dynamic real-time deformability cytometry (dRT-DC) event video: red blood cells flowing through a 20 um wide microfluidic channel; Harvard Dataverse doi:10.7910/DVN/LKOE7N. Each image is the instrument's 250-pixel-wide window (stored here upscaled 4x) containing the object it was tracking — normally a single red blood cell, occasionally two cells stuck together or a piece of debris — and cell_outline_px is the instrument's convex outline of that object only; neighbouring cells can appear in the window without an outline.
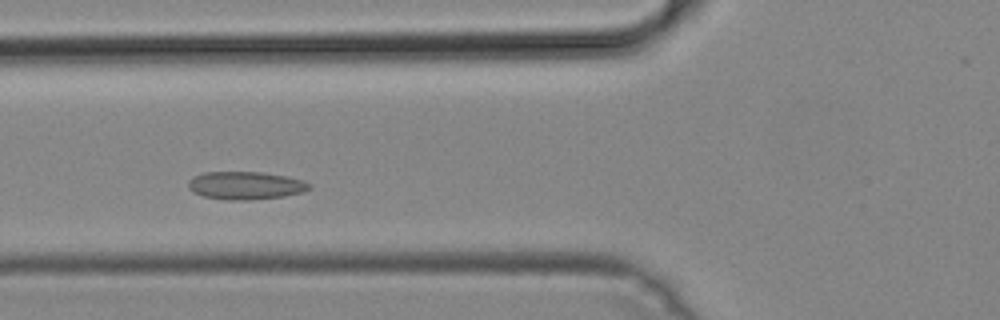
{"species": "common noctule bat (a hibernating species)", "species_latin": "Nyctalus noctula", "temperature_condition": "cold", "stored_images_in_passage": 43, "camera_frame_rate_fps": 3000, "um_per_image_px": 0.085, "animal": {"sex": "male", "body_mass_g": 19.2, "forearm_length_mm": 51.8}, "frame": {"image": 1, "passage_image": 11, "time_ms": 3.333, "image_size_px": [1000, 320], "cell_outline_px": [[312, 188], [304, 192], [284, 196], [248, 200], [228, 200], [204, 196], [192, 192], [188, 188], [188, 180], [192, 176], [204, 172], [260, 172], [288, 176], [304, 180], [312, 184]], "centroid_in_image_um": [20.89, 15.76], "position_along_channel_um": 104.9, "area_um2": 19.94}}
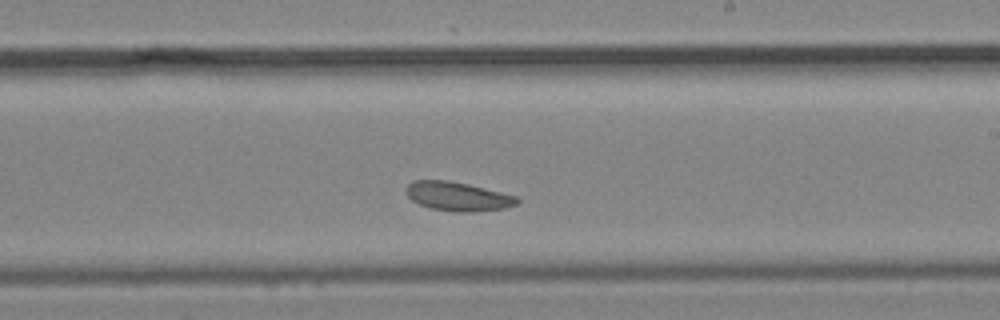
{"frame": {"image": 2, "passage_image": 22, "time_ms": 7.0, "image_size_px": [1000, 320], "cell_outline_px": [[520, 200], [516, 204], [504, 208], [476, 212], [456, 212], [428, 208], [412, 200], [404, 192], [404, 188], [412, 180], [448, 180], [468, 184], [516, 196]], "centroid_in_image_um": [38.86, 16.69], "position_along_channel_um": 250.1, "area_um2": 18.84}}
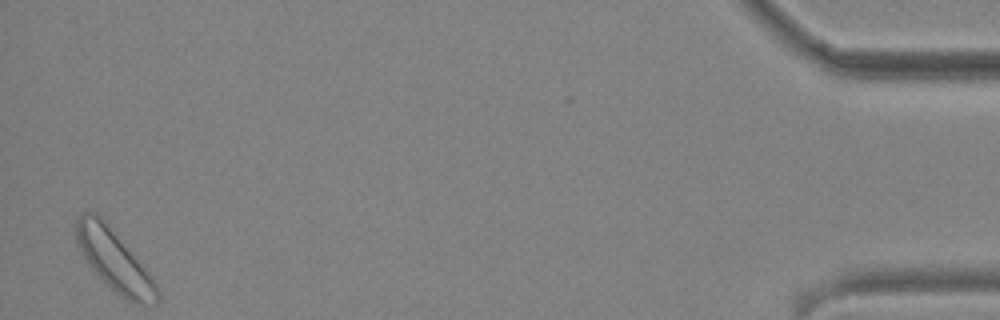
{"frame": {"image": 3, "passage_image": 42, "time_ms": 13.667, "image_size_px": [1000, 320], "cell_outline_px": [[160, 300], [156, 304], [136, 304], [128, 300], [116, 292], [88, 264], [80, 252], [76, 244], [76, 220], [84, 212], [92, 212], [100, 216], [152, 276], [160, 292]], "centroid_in_image_um": [9.73, 22.16], "position_along_channel_um": 425.5, "area_um2": 28.15}}